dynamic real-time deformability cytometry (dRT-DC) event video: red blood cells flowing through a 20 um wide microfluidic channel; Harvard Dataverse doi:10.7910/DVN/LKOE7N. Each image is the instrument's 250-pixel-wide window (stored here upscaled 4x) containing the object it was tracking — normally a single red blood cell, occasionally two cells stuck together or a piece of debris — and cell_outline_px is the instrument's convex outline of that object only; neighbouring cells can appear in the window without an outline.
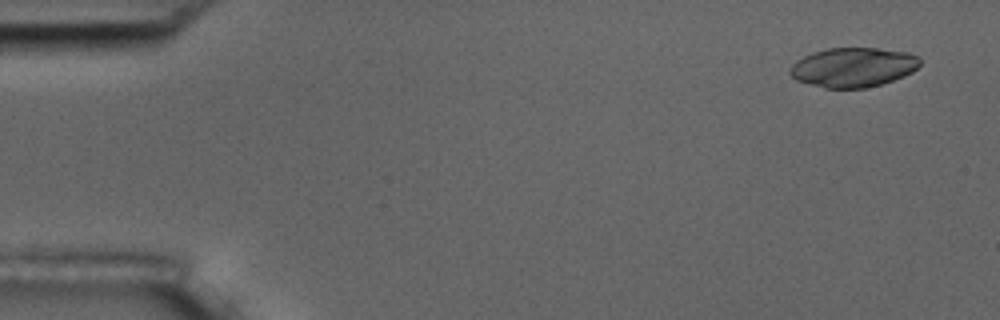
{"species": "common noctule bat (a hibernating species)", "species_latin": "Nyctalus noctula", "temperature_condition": "room temperature", "stored_images_in_passage": 4, "camera_frame_rate_fps": 3000, "um_per_image_px": 0.085, "animal": {"sex": "male", "body_mass_g": 17.5, "forearm_length_mm": 52.3}, "frame": {"image": 1, "passage_image": 1, "time_ms": 0.0, "image_size_px": [1000, 320], "cell_outline_px": [[920, 64], [912, 72], [904, 76], [880, 84], [864, 88], [824, 88], [808, 84], [796, 80], [788, 72], [788, 68], [796, 60], [812, 52], [828, 48], [876, 48], [908, 52], [916, 56], [920, 60]], "centroid_in_image_um": [72.47, 5.72], "position_along_channel_um": 12.5, "area_um2": 29.94}}